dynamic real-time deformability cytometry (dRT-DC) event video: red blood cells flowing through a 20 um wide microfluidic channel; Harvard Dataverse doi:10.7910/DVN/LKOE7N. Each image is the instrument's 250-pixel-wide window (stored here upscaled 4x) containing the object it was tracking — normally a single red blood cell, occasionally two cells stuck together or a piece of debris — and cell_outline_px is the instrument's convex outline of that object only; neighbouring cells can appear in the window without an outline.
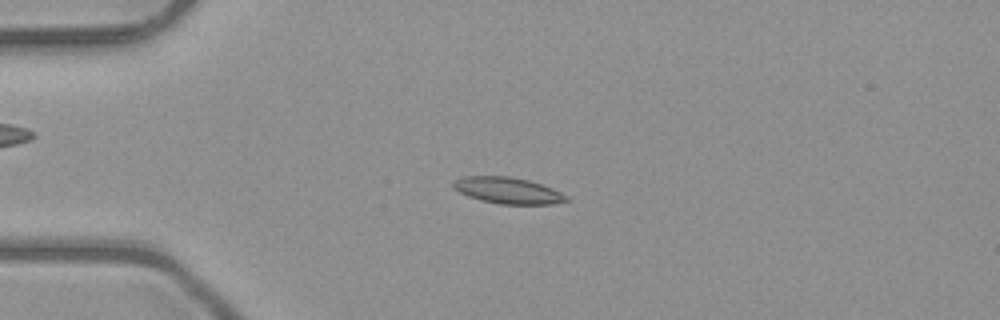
{"species": "common noctule bat (a hibernating species)", "species_latin": "Nyctalus noctula", "temperature_condition": "room temperature", "stored_images_in_passage": 52, "camera_frame_rate_fps": 3000, "um_per_image_px": 0.085, "animal": {"sex": "male", "body_mass_g": 23.1, "forearm_length_mm": 52.7}, "frame": {"image": 1, "passage_image": 13, "time_ms": 4.0, "image_size_px": [1000, 320], "cell_outline_px": [[572, 200], [552, 204], [500, 204], [480, 200], [468, 196], [452, 188], [452, 180], [464, 176], [512, 176], [528, 180], [552, 188], [568, 196]], "centroid_in_image_um": [43.15, 16.19], "position_along_channel_um": 41.8, "area_um2": 17.51}}
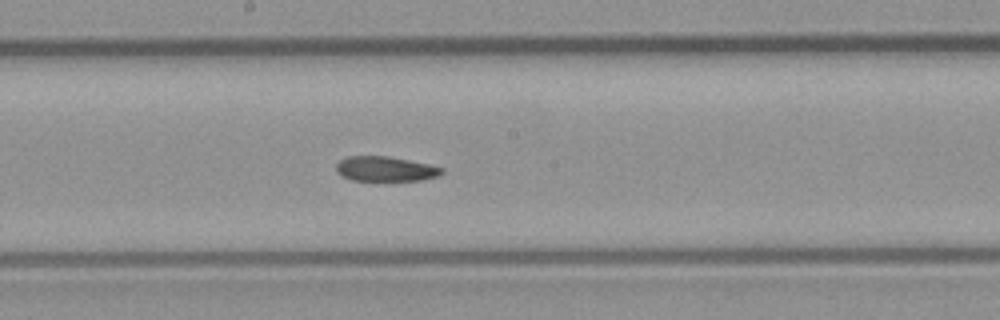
{"frame": {"image": 2, "passage_image": 28, "time_ms": 9.0, "image_size_px": [1000, 320], "cell_outline_px": [[444, 172], [440, 176], [420, 180], [352, 180], [336, 172], [336, 164], [340, 160], [348, 156], [388, 156], [428, 164], [444, 168]], "centroid_in_image_um": [32.78, 14.35], "position_along_channel_um": 215.4, "area_um2": 15.2}}
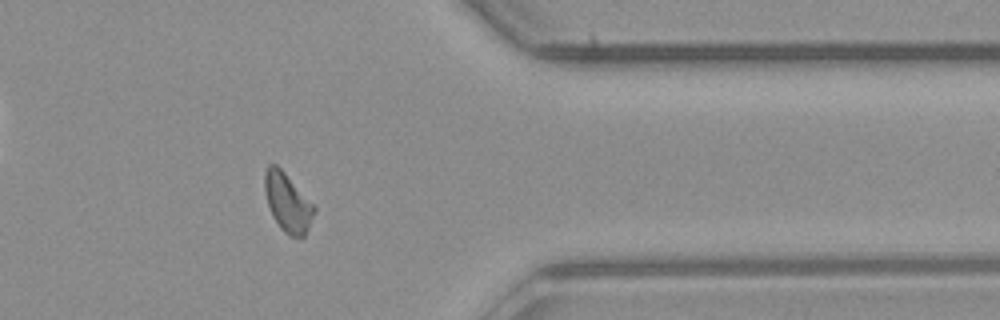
{"frame": {"image": 3, "passage_image": 42, "time_ms": 13.667, "image_size_px": [1000, 320], "cell_outline_px": [[316, 208], [308, 228], [304, 236], [288, 236], [280, 228], [272, 216], [264, 192], [264, 172], [268, 164], [276, 164], [284, 172]], "centroid_in_image_um": [24.41, 17.2], "position_along_channel_um": 387.0, "area_um2": 16.65}, "authors_computed_cell_mechanics": {"area_um2": 16.5886, "velocity_mm_per_s": 4.0143, "shape_relaxation_time_tau1_ms": 7.511, "shape_relaxation_time_tau2_ms": 6.3916, "deformation_change_tau1": 0.1554, "deformation_change_tau2": 0.1034}}